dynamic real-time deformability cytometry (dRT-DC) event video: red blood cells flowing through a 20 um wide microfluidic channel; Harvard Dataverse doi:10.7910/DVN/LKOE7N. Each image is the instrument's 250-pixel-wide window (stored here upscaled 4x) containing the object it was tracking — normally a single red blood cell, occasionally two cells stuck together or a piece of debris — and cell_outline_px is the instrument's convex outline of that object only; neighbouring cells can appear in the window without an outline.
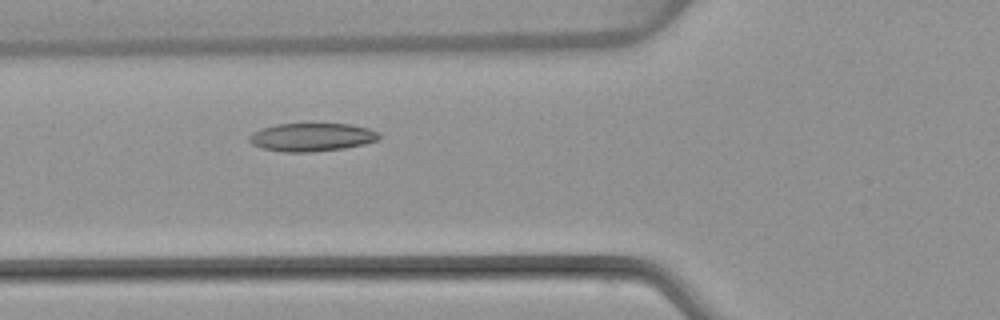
{"species": "common noctule bat (a hibernating species)", "species_latin": "Nyctalus noctula", "temperature_condition": "warm", "stored_images_in_passage": 49, "camera_frame_rate_fps": 3000, "um_per_image_px": 0.085, "animal": {"sex": "female", "body_mass_g": 22.7, "forearm_length_mm": 54.2}, "frame": {"image": 1, "passage_image": 15, "time_ms": 4.667, "image_size_px": [1000, 320], "cell_outline_px": [[380, 140], [364, 144], [344, 148], [312, 152], [284, 152], [260, 148], [252, 144], [248, 140], [248, 136], [252, 132], [276, 124], [352, 124], [368, 128], [380, 132]], "centroid_in_image_um": [26.51, 11.66], "position_along_channel_um": 99.3, "area_um2": 21.5}}
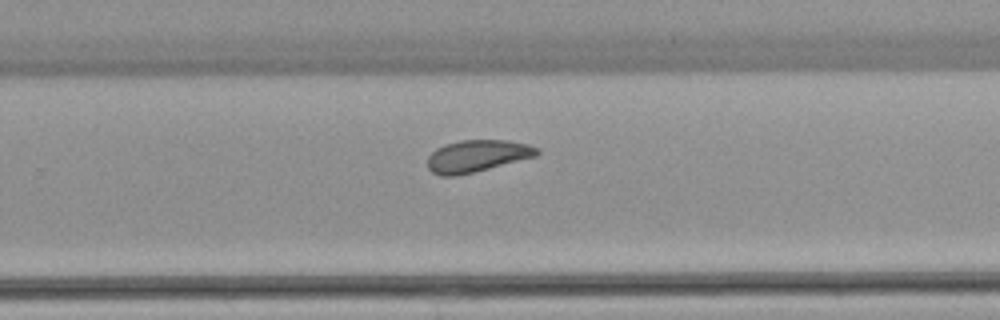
{"frame": {"image": 2, "passage_image": 30, "time_ms": 9.667, "image_size_px": [1000, 320], "cell_outline_px": [[540, 152], [536, 156], [456, 176], [440, 176], [432, 172], [428, 168], [428, 156], [436, 148], [444, 144], [460, 140], [508, 140], [528, 144], [540, 148]], "centroid_in_image_um": [40.54, 13.24], "position_along_channel_um": 289.3, "area_um2": 20.35}}
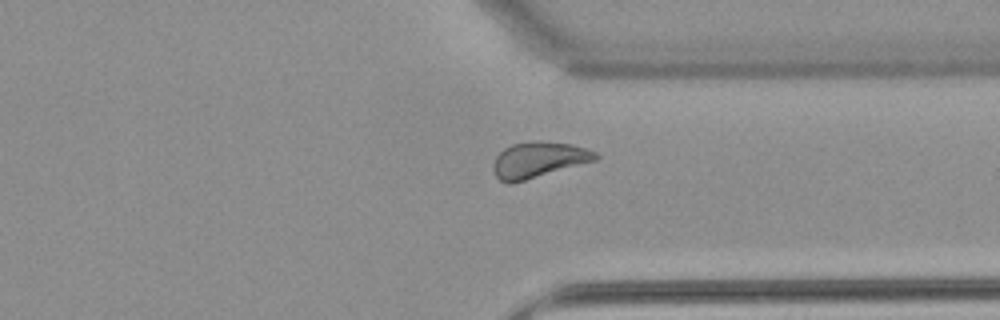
{"frame": {"image": 3, "passage_image": 36, "time_ms": 11.667, "image_size_px": [1000, 320], "cell_outline_px": [[600, 156], [596, 160], [512, 184], [508, 184], [500, 180], [496, 176], [492, 168], [496, 156], [504, 148], [512, 144], [540, 140], [572, 144], [596, 152]], "centroid_in_image_um": [45.76, 13.58], "position_along_channel_um": 365.6, "area_um2": 21.33}, "authors_computed_cell_mechanics": {"area_um2": 21.3282, "velocity_mm_per_s": 3.8015, "shape_relaxation_time_tau1_ms": 5.8498, "shape_relaxation_time_tau2_ms": 4.5353, "deformation_change_tau1": 0.1225, "deformation_change_tau2": 0.1114}}